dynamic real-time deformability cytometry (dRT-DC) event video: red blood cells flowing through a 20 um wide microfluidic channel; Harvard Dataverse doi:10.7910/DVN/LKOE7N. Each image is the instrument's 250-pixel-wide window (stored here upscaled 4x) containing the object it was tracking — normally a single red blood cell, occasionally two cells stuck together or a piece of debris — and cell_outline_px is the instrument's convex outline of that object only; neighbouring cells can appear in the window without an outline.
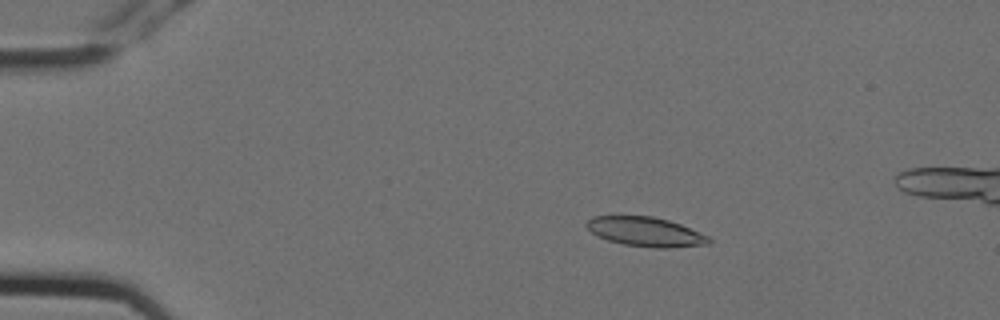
{"species": "Egyptian fruit bat (a non-hibernating species)", "species_latin": "Rousettus aegyptiacus", "temperature_condition": "cold", "stored_images_in_passage": 5, "camera_frame_rate_fps": 3000, "um_per_image_px": 0.085, "animal": {"sex": "female"}, "frame": {"image": 1, "passage_image": 3, "time_ms": 0.667, "image_size_px": [1000, 320], "cell_outline_px": [[712, 244], [668, 248], [652, 248], [624, 244], [608, 240], [592, 232], [584, 224], [592, 216], [652, 216], [668, 220], [680, 224], [708, 236], [712, 240]], "centroid_in_image_um": [54.9, 19.7], "position_along_channel_um": 30.1, "area_um2": 20.87}}